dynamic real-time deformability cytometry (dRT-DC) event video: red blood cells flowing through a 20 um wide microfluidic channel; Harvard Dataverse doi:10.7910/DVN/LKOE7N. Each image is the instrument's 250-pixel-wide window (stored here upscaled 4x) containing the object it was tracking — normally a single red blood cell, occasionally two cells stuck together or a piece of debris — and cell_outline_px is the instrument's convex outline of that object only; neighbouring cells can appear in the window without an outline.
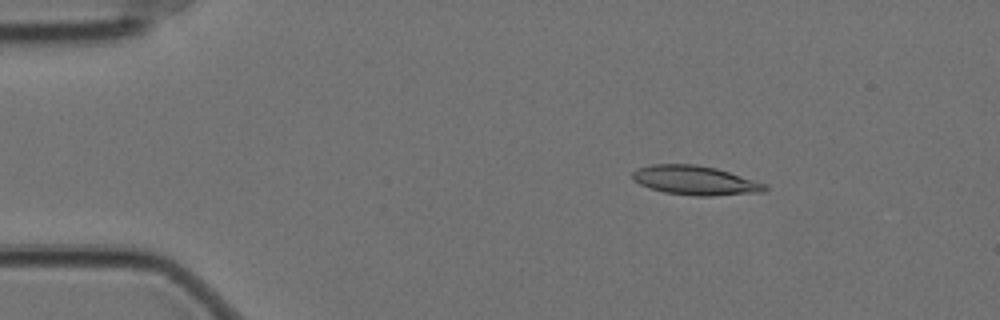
{"species": "Egyptian fruit bat (a non-hibernating species)", "species_latin": "Rousettus aegyptiacus", "temperature_condition": "cold", "stored_images_in_passage": 52, "camera_frame_rate_fps": 3000, "um_per_image_px": 0.085, "animal": {"sex": "female"}, "frame": {"image": 1, "passage_image": 9, "time_ms": 2.667, "image_size_px": [1000, 320], "cell_outline_px": [[768, 188], [764, 192], [712, 196], [696, 196], [664, 192], [648, 188], [632, 180], [632, 172], [640, 168], [652, 164], [696, 164], [716, 168], [768, 184]], "centroid_in_image_um": [59.11, 15.34], "position_along_channel_um": 25.9, "area_um2": 22.66}}
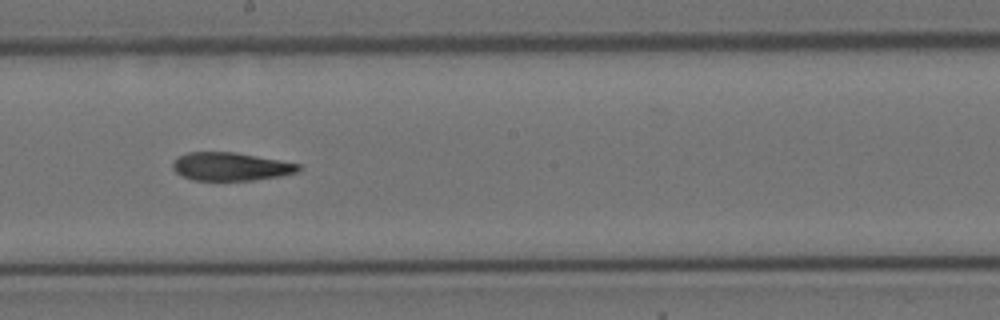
{"frame": {"image": 2, "passage_image": 32, "time_ms": 10.333, "image_size_px": [1000, 320], "cell_outline_px": [[304, 168], [296, 172], [280, 176], [252, 180], [192, 180], [180, 176], [172, 168], [172, 164], [180, 156], [188, 152], [232, 152], [280, 160], [300, 164]], "centroid_in_image_um": [19.61, 14.16], "position_along_channel_um": 228.6, "area_um2": 20.58}}
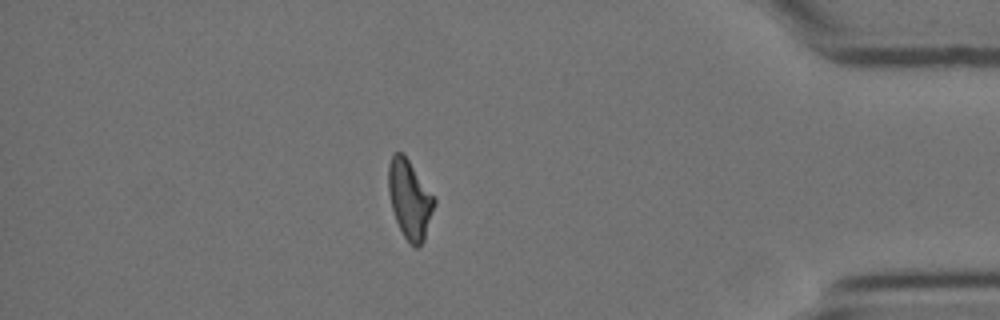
{"frame": {"image": 3, "passage_image": 50, "time_ms": 16.333, "image_size_px": [1000, 320], "cell_outline_px": [[436, 204], [424, 240], [416, 248], [404, 236], [396, 220], [392, 208], [388, 192], [388, 164], [392, 156], [396, 152], [404, 152], [436, 196]], "centroid_in_image_um": [34.85, 16.87], "position_along_channel_um": 400.3, "area_um2": 21.39}, "authors_computed_cell_mechanics": {"area_um2": 21.7328, "velocity_mm_per_s": 3.5044, "shape_relaxation_time_tau1_ms": 9.8076, "shape_relaxation_time_tau2_ms": 5.5224, "deformation_change_tau1": 0.2285, "deformation_change_tau2": 0.1529}}